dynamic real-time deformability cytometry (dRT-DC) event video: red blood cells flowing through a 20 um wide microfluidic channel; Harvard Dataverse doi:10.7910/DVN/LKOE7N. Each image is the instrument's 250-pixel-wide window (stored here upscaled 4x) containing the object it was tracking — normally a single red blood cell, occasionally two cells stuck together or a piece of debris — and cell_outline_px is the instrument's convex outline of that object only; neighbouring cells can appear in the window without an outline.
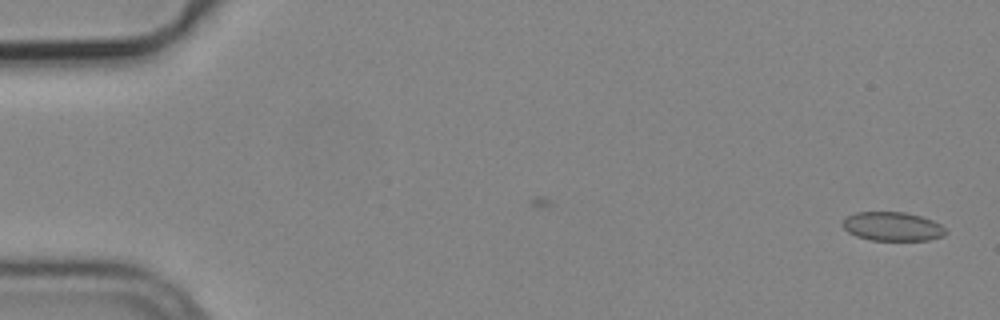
{"species": "common noctule bat (a hibernating species)", "species_latin": "Nyctalus noctula", "temperature_condition": "cold", "stored_images_in_passage": 2, "camera_frame_rate_fps": 3000, "um_per_image_px": 0.085, "animal": {"sex": "male", "body_mass_g": 19.2, "forearm_length_mm": 51.8}, "frame": {"image": 1, "passage_image": 2, "time_ms": 0.333, "image_size_px": [1000, 320], "cell_outline_px": [[948, 232], [944, 236], [928, 240], [872, 240], [856, 236], [848, 232], [840, 224], [848, 216], [856, 212], [904, 212], [920, 216], [932, 220], [940, 224]], "centroid_in_image_um": [75.86, 19.25], "position_along_channel_um": 9.1, "area_um2": 17.34}}